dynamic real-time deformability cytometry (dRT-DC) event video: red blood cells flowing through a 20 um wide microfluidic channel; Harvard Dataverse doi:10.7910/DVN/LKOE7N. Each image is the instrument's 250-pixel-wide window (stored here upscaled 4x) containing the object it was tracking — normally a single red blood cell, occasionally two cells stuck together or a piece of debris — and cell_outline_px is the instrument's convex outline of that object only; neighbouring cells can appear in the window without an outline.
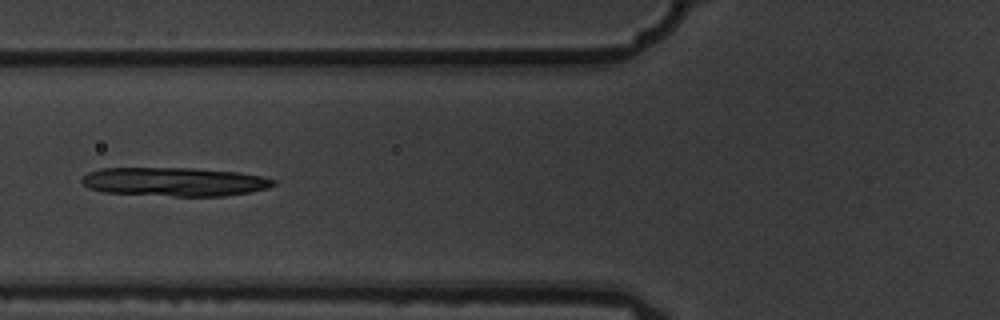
{"species": "common noctule bat (a hibernating species)", "species_latin": "Nyctalus noctula", "temperature_condition": "warm", "stored_images_in_passage": 14, "camera_frame_rate_fps": 3000, "um_per_image_px": 0.085, "animal": {"sex": "male", "body_mass_g": 19.5, "forearm_length_mm": 54.6}, "frame": {"image": 1, "passage_image": 5, "time_ms": 1.333, "image_size_px": [1000, 320], "cell_outline_px": [[276, 184], [268, 188], [248, 192], [224, 196], [172, 196], [104, 192], [88, 188], [80, 180], [88, 172], [100, 168], [192, 168], [236, 172], [264, 176], [276, 180]], "centroid_in_image_um": [14.84, 15.45], "position_along_channel_um": 111.0, "area_um2": 32.14}}
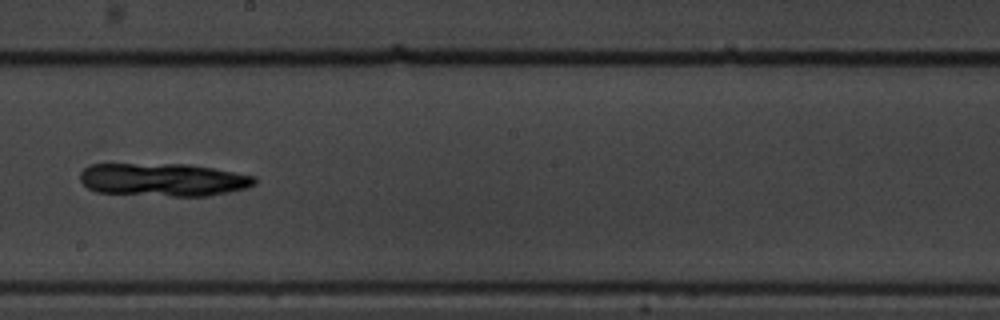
{"frame": {"image": 2, "passage_image": 8, "time_ms": 2.333, "image_size_px": [1000, 320], "cell_outline_px": [[256, 184], [248, 188], [208, 196], [172, 196], [96, 192], [88, 188], [80, 180], [80, 172], [84, 168], [92, 164], [188, 164], [212, 168], [256, 176]], "centroid_in_image_um": [13.89, 15.27], "position_along_channel_um": 234.3, "area_um2": 33.64}}
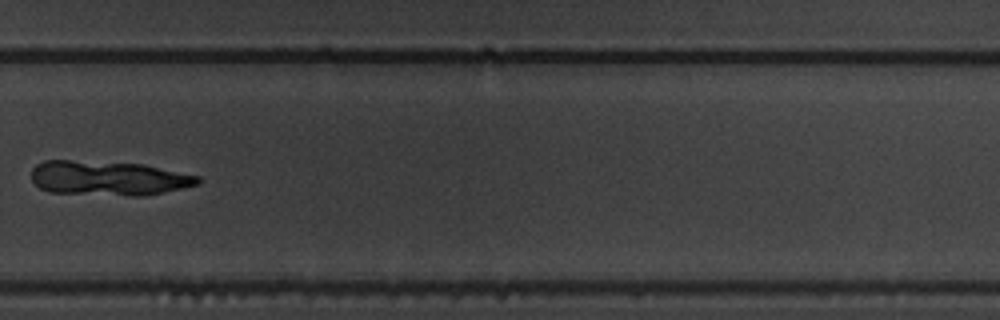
{"frame": {"image": 3, "passage_image": 10, "time_ms": 3.0, "image_size_px": [1000, 320], "cell_outline_px": [[200, 184], [164, 192], [140, 196], [128, 196], [48, 192], [40, 188], [32, 180], [32, 168], [36, 164], [44, 160], [68, 160], [144, 164], [200, 176]], "centroid_in_image_um": [9.21, 15.15], "position_along_channel_um": 320.6, "area_um2": 33.64}}